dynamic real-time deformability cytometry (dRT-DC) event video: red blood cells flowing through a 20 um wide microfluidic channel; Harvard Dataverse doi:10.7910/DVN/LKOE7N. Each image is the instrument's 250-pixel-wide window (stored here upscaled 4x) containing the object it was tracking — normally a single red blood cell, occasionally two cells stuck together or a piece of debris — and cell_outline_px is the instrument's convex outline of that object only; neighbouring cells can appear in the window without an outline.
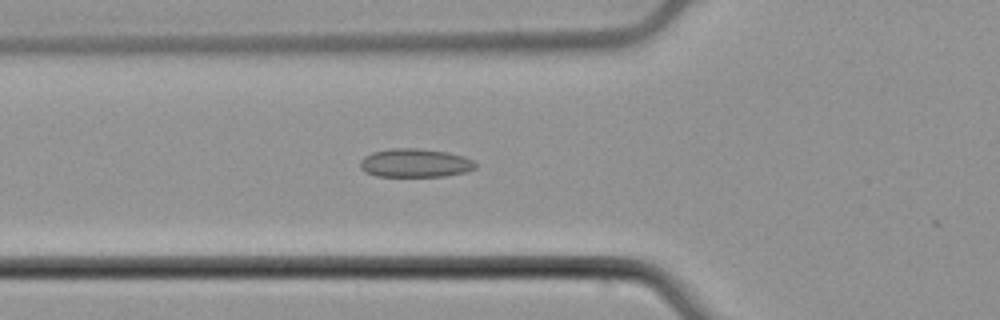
{"species": "common noctule bat (a hibernating species)", "species_latin": "Nyctalus noctula", "temperature_condition": "cold", "stored_images_in_passage": 3, "camera_frame_rate_fps": 3000, "um_per_image_px": 0.085, "animal": {"sex": "male", "body_mass_g": 21.5, "forearm_length_mm": 52.0}, "frame": {"image": 1, "passage_image": 2, "time_ms": 0.333, "image_size_px": [1000, 320], "cell_outline_px": [[476, 168], [468, 172], [444, 176], [376, 176], [364, 172], [360, 168], [360, 160], [364, 156], [372, 152], [392, 148], [416, 148], [448, 152], [464, 156], [472, 160], [476, 164]], "centroid_in_image_um": [35.28, 13.85], "position_along_channel_um": 90.5, "area_um2": 19.36}}